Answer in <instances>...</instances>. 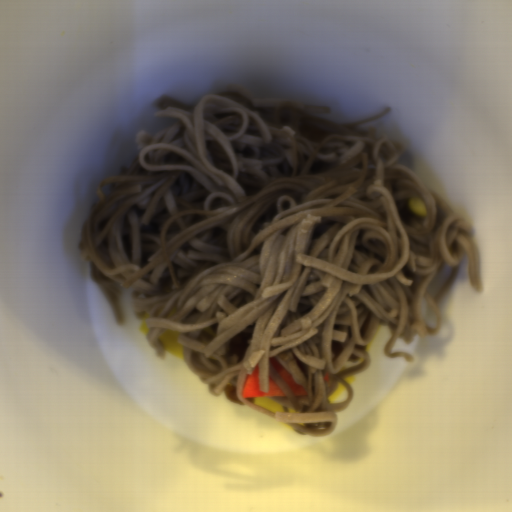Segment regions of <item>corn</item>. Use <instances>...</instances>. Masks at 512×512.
<instances>
[{"label": "corn", "mask_w": 512, "mask_h": 512, "mask_svg": "<svg viewBox=\"0 0 512 512\" xmlns=\"http://www.w3.org/2000/svg\"><path fill=\"white\" fill-rule=\"evenodd\" d=\"M408 207L412 214L416 216L426 217V206L420 196H413L409 198Z\"/></svg>", "instance_id": "1"}]
</instances>
